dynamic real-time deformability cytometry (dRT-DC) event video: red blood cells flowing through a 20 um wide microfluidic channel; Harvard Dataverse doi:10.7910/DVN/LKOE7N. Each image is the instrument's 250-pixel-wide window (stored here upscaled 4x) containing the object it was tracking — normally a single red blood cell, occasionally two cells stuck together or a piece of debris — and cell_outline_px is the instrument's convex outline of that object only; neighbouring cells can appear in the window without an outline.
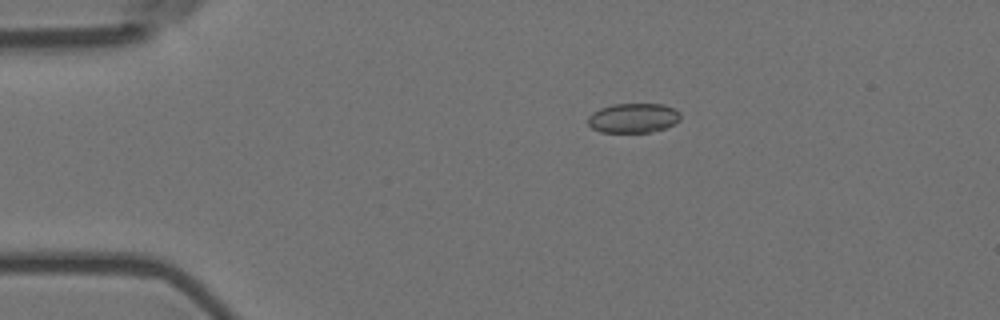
{"species": "Egyptian fruit bat (a non-hibernating species)", "species_latin": "Rousettus aegyptiacus", "temperature_condition": "room temperature", "stored_images_in_passage": 9, "camera_frame_rate_fps": 3000, "um_per_image_px": 0.085, "animal": {"sex": "female"}, "frame": {"image": 1, "passage_image": 1, "time_ms": 0.0, "image_size_px": [1000, 320], "cell_outline_px": [[680, 120], [664, 128], [648, 132], [600, 132], [592, 128], [588, 124], [588, 116], [592, 112], [600, 108], [612, 104], [660, 104], [672, 108], [680, 112]], "centroid_in_image_um": [53.79, 10.03], "position_along_channel_um": 31.2, "area_um2": 15.84}}
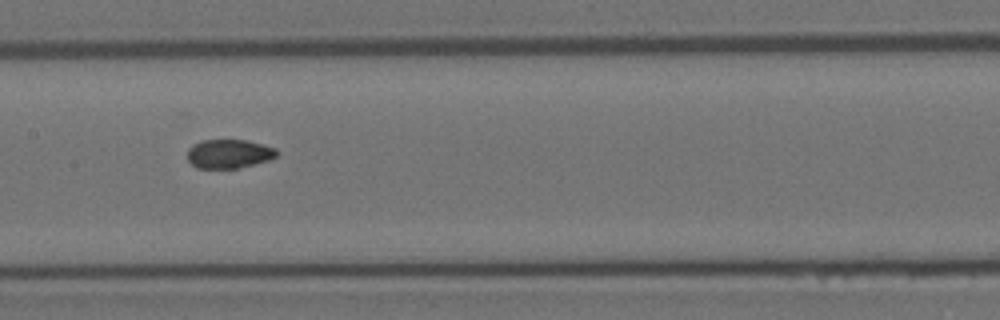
{"frame": {"image": 2, "passage_image": 6, "time_ms": 1.667, "image_size_px": [1000, 320], "cell_outline_px": [[280, 152], [276, 156], [268, 160], [240, 168], [196, 168], [188, 160], [188, 148], [192, 144], [200, 140], [248, 140], [276, 148]], "centroid_in_image_um": [19.46, 13.06], "position_along_channel_um": 187.9, "area_um2": 15.2}}
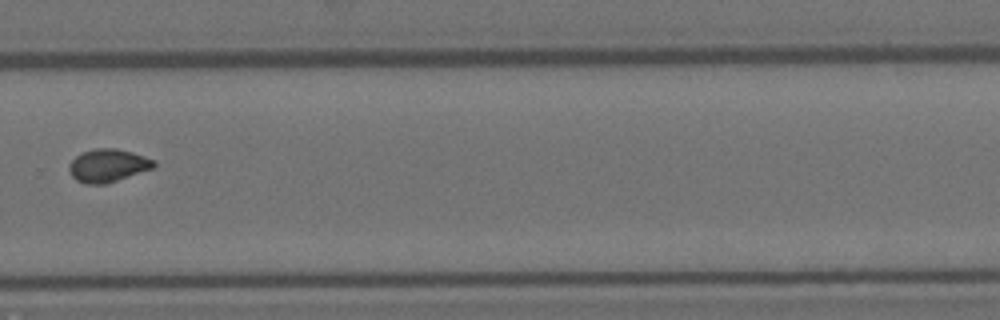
{"frame": {"image": 3, "passage_image": 9, "time_ms": 2.667, "image_size_px": [1000, 320], "cell_outline_px": [[156, 164], [152, 168], [108, 184], [88, 184], [76, 180], [72, 176], [68, 168], [68, 164], [76, 156], [84, 152], [96, 148], [116, 148], [132, 152], [156, 160]], "centroid_in_image_um": [9.17, 14.07], "position_along_channel_um": 320.6, "area_um2": 16.3}}